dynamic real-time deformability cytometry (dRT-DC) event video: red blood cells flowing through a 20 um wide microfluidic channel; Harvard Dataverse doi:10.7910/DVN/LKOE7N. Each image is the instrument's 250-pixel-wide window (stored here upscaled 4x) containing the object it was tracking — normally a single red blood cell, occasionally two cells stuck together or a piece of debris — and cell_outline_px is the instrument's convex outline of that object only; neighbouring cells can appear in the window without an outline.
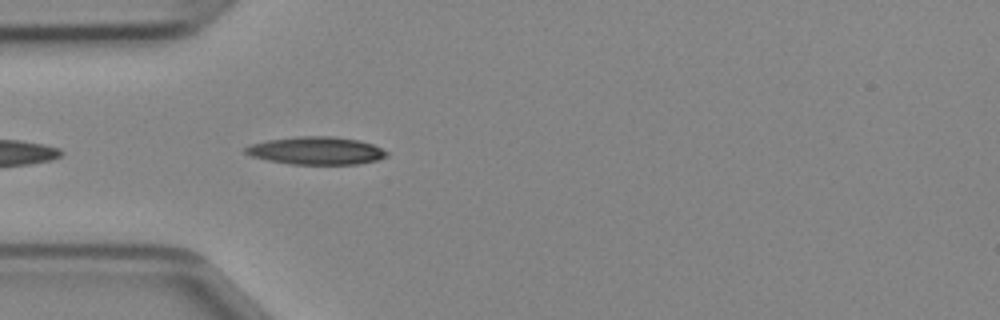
{"species": "Egyptian fruit bat (a non-hibernating species)", "species_latin": "Rousettus aegyptiacus", "temperature_condition": "cold", "stored_images_in_passage": 21, "camera_frame_rate_fps": 3000, "um_per_image_px": 0.085, "animal": {"sex": "female"}, "frame": {"image": 1, "passage_image": 1, "time_ms": 0.0, "image_size_px": [1000, 320], "cell_outline_px": [[388, 156], [376, 160], [356, 164], [292, 164], [268, 160], [252, 156], [244, 152], [244, 148], [252, 144], [268, 140], [296, 136], [332, 136], [356, 140], [372, 144], [388, 152]], "centroid_in_image_um": [26.87, 12.8], "position_along_channel_um": 58.1, "area_um2": 22.6}}